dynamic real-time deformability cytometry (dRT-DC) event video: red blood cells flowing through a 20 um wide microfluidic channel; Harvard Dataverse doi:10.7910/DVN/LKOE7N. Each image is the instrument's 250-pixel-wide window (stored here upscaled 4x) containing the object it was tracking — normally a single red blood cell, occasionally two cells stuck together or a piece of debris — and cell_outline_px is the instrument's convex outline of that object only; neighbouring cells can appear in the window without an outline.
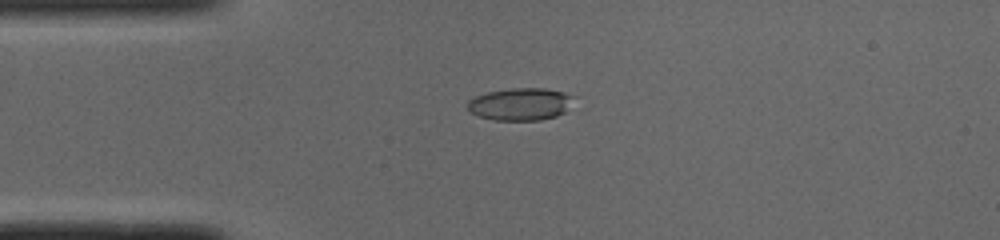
{"species": "common noctule bat (a hibernating species)", "species_latin": "Nyctalus noctula", "temperature_condition": "cold", "stored_images_in_passage": 23, "camera_frame_rate_fps": 3000, "um_per_image_px": 0.085, "animal": {"sex": "male", "body_mass_g": 19.0, "forearm_length_mm": 50.8}, "frame": {"image": 1, "passage_image": 3, "time_ms": 0.667, "image_size_px": [1000, 240], "cell_outline_px": [[576, 96], [564, 112], [556, 116], [540, 120], [496, 120], [480, 116], [468, 112], [468, 100], [476, 96], [488, 92], [512, 88], [544, 88], [564, 92]], "centroid_in_image_um": [44.24, 8.84], "position_along_channel_um": 40.8, "area_um2": 20.0}}
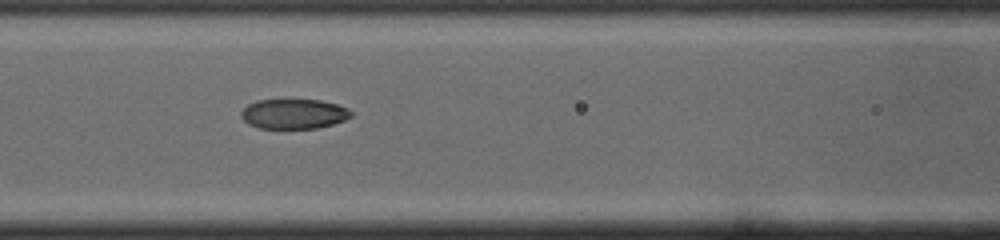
{"frame": {"image": 2, "passage_image": 12, "time_ms": 3.667, "image_size_px": [1000, 240], "cell_outline_px": [[352, 116], [344, 120], [332, 124], [316, 128], [260, 128], [248, 124], [240, 116], [240, 112], [248, 104], [256, 100], [320, 100], [336, 104], [348, 108], [352, 112]], "centroid_in_image_um": [24.96, 9.68], "position_along_channel_um": 141.6, "area_um2": 19.07}}
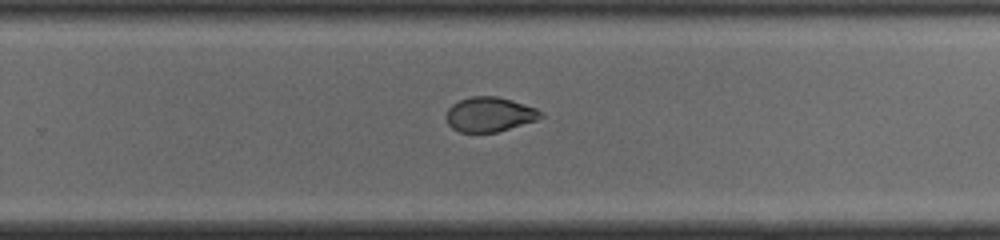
{"frame": {"image": 3, "passage_image": 23, "time_ms": 7.333, "image_size_px": [1000, 240], "cell_outline_px": [[544, 116], [536, 120], [496, 132], [460, 132], [452, 128], [448, 124], [444, 116], [448, 108], [452, 104], [460, 100], [472, 96], [496, 96], [512, 100], [536, 108], [544, 112]], "centroid_in_image_um": [41.59, 9.72], "position_along_channel_um": 288.2, "area_um2": 19.13}}